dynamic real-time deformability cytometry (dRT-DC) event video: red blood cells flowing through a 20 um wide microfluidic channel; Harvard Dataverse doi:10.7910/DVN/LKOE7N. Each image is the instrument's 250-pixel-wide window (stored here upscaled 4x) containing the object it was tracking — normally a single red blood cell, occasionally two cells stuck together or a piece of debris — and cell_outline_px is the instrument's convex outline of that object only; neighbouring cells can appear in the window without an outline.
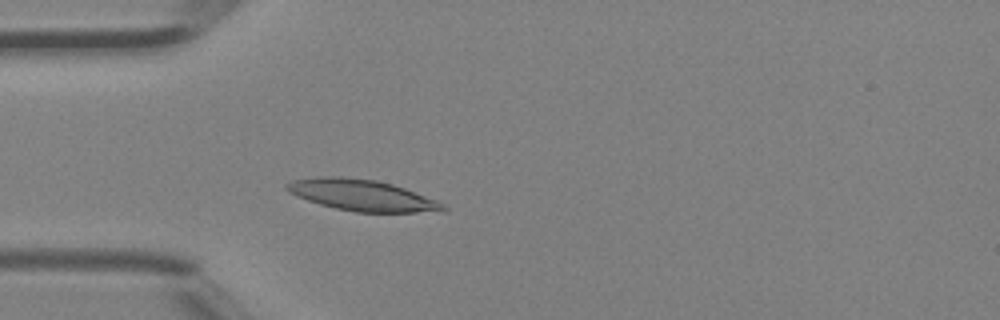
{"species": "Egyptian fruit bat (a non-hibernating species)", "species_latin": "Rousettus aegyptiacus", "temperature_condition": "room temperature", "stored_images_in_passage": 43, "camera_frame_rate_fps": 3000, "um_per_image_px": 0.085, "animal": {"sex": "female"}, "frame": {"image": 1, "passage_image": 11, "time_ms": 3.333, "image_size_px": [1000, 320], "cell_outline_px": [[448, 208], [444, 212], [356, 212], [336, 208], [320, 204], [296, 196], [288, 192], [284, 188], [284, 184], [292, 180], [320, 176], [340, 176], [376, 180], [392, 184], [404, 188], [436, 200], [444, 204]], "centroid_in_image_um": [30.75, 16.59], "position_along_channel_um": 54.2, "area_um2": 28.5}}
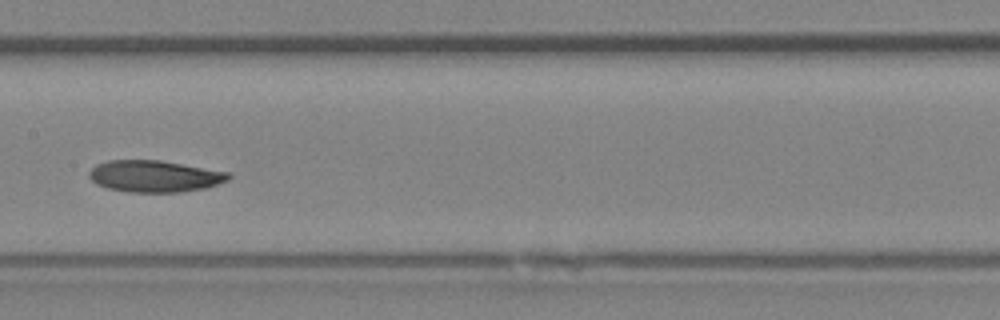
{"frame": {"image": 2, "passage_image": 21, "time_ms": 6.667, "image_size_px": [1000, 320], "cell_outline_px": [[232, 176], [228, 180], [204, 188], [180, 192], [128, 192], [108, 188], [96, 184], [88, 176], [88, 172], [96, 164], [108, 160], [160, 160], [228, 172]], "centroid_in_image_um": [13.1, 14.97], "position_along_channel_um": 194.3, "area_um2": 25.66}}
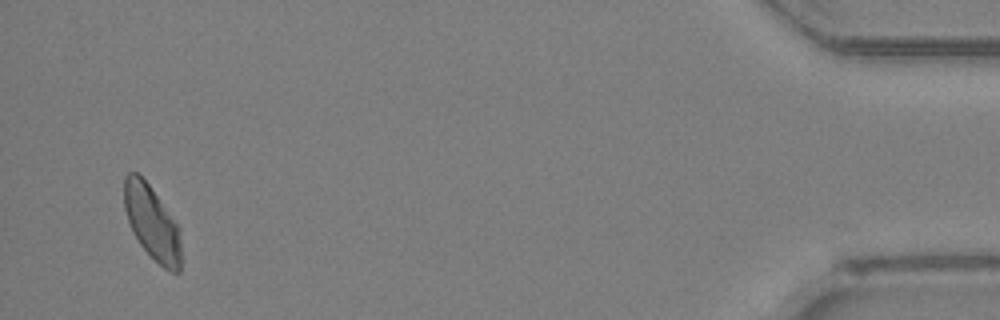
{"frame": {"image": 3, "passage_image": 42, "time_ms": 13.667, "image_size_px": [1000, 320], "cell_outline_px": [[180, 272], [172, 272], [164, 268], [140, 244], [132, 232], [124, 208], [124, 176], [128, 172], [136, 172], [148, 184], [180, 228]], "centroid_in_image_um": [12.91, 18.92], "position_along_channel_um": 422.3, "area_um2": 24.16}, "authors_computed_cell_mechanics": {"area_um2": 25.8366, "velocity_mm_per_s": 4.4381, "shape_relaxation_time_tau1_ms": 3.5218, "shape_relaxation_time_tau2_ms": 3.355, "deformation_change_tau1": 0.1175, "deformation_change_tau2": 0.0762}}